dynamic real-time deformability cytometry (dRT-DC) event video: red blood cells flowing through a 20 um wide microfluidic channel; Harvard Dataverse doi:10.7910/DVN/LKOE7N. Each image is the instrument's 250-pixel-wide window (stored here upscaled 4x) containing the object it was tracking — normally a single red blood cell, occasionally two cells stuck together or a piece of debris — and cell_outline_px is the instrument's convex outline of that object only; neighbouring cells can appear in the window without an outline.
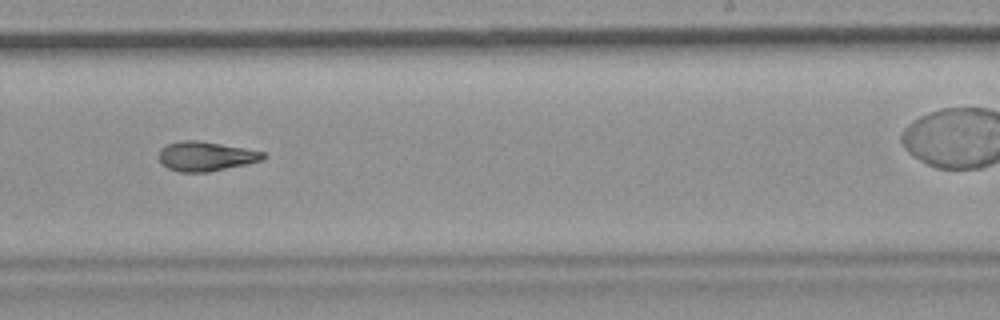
{"species": "common noctule bat (a hibernating species)", "species_latin": "Nyctalus noctula", "temperature_condition": "room temperature", "stored_images_in_passage": 38, "camera_frame_rate_fps": 3000, "um_per_image_px": 0.085, "animal": {"sex": "female", "body_mass_g": 19.9}, "frame": {"image": 1, "passage_image": 17, "time_ms": 5.333, "image_size_px": [1000, 320], "cell_outline_px": [[268, 156], [264, 160], [208, 172], [180, 172], [168, 168], [160, 160], [160, 148], [168, 144], [184, 140], [196, 140], [244, 148], [264, 152]], "centroid_in_image_um": [17.52, 13.28], "position_along_channel_um": 271.5, "area_um2": 17.69}, "authors_computed_cell_mechanics": {"area_um2": 18.1492, "velocity_mm_per_s": 3.7521, "shape_relaxation_time_tau1_ms": null, "shape_relaxation_time_tau2_ms": 4.4447, "deformation_change_tau1": null, "deformation_change_tau2": 0.1364}}